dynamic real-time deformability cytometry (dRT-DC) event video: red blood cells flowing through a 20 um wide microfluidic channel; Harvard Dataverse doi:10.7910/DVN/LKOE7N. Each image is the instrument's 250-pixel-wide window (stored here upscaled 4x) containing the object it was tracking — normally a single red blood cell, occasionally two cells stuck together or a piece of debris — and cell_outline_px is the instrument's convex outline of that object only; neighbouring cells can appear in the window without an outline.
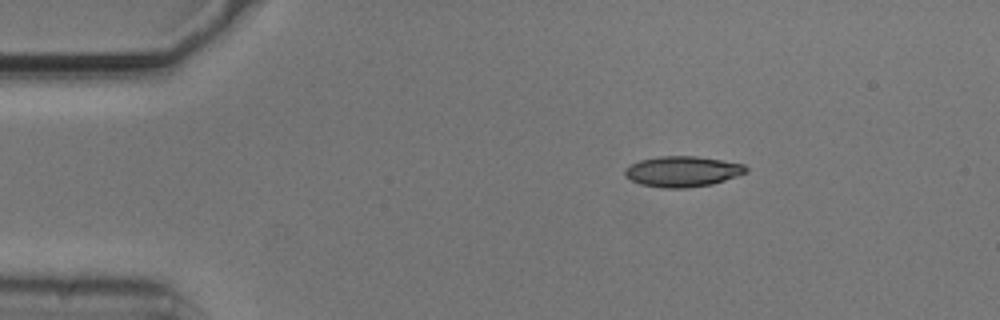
{"species": "common noctule bat (a hibernating species)", "species_latin": "Nyctalus noctula", "temperature_condition": "cold", "stored_images_in_passage": 45, "camera_frame_rate_fps": 3000, "um_per_image_px": 0.085, "animal": {"sex": "male", "body_mass_g": 20.5, "forearm_length_mm": 52.5}, "frame": {"image": 1, "passage_image": 1, "time_ms": 0.0, "image_size_px": [1000, 320], "cell_outline_px": [[748, 172], [712, 184], [684, 188], [660, 188], [640, 184], [624, 176], [624, 168], [640, 160], [660, 156], [696, 156], [744, 164], [748, 168]], "centroid_in_image_um": [57.99, 14.58], "position_along_channel_um": 27.0, "area_um2": 21.56}}
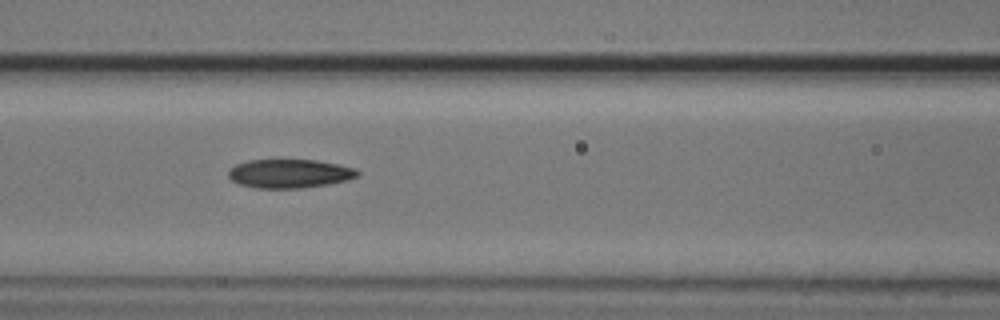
{"frame": {"image": 2, "passage_image": 15, "time_ms": 4.667, "image_size_px": [1000, 320], "cell_outline_px": [[360, 176], [348, 180], [328, 184], [300, 188], [256, 188], [240, 184], [232, 180], [228, 176], [228, 168], [236, 164], [248, 160], [316, 160], [356, 168], [360, 172]], "centroid_in_image_um": [24.62, 14.75], "position_along_channel_um": 142.0, "area_um2": 21.73}}
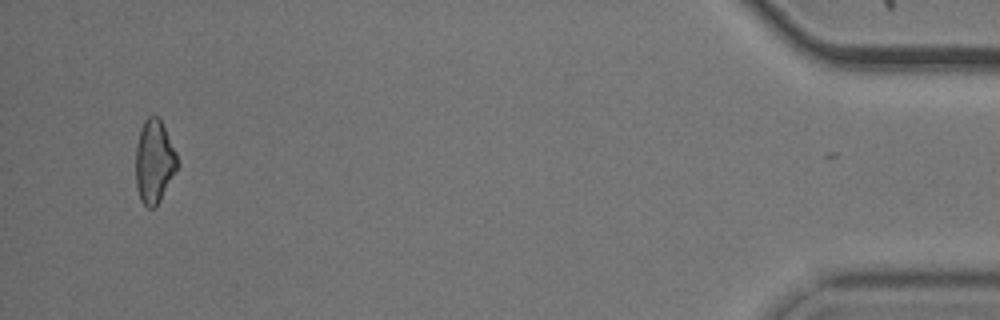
{"frame": {"image": 3, "passage_image": 44, "time_ms": 14.333, "image_size_px": [1000, 320], "cell_outline_px": [[180, 164], [156, 208], [148, 208], [140, 200], [136, 188], [136, 148], [140, 128], [144, 120], [148, 116], [160, 116], [176, 152]], "centroid_in_image_um": [13.12, 13.73], "position_along_channel_um": 422.1, "area_um2": 20.58}, "authors_computed_cell_mechanics": {"area_um2": 21.5594, "velocity_mm_per_s": 3.7225, "shape_relaxation_time_tau1_ms": 4.1, "shape_relaxation_time_tau2_ms": 7.1667, "deformation_change_tau1": 0.1114, "deformation_change_tau2": 0.1577}}